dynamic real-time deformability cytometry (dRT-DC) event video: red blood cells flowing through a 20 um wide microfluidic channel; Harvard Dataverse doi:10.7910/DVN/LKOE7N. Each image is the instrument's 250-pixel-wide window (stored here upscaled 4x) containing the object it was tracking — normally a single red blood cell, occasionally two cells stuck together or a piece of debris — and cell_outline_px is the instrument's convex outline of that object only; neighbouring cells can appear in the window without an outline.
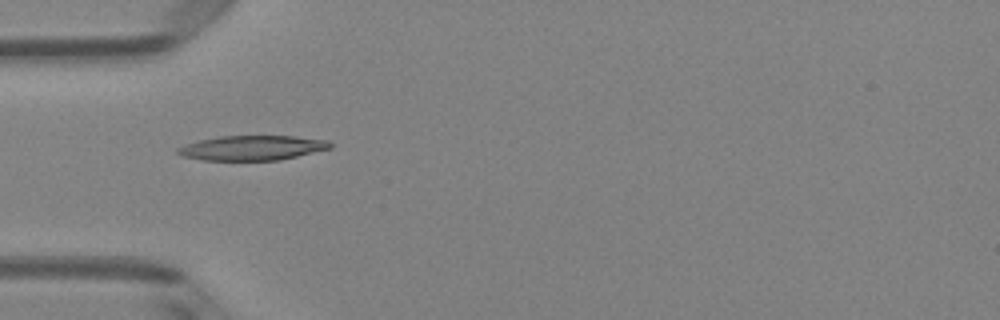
{"species": "Egyptian fruit bat (a non-hibernating species)", "species_latin": "Rousettus aegyptiacus", "temperature_condition": "room temperature", "stored_images_in_passage": 4, "camera_frame_rate_fps": 3000, "um_per_image_px": 0.085, "animal": {"sex": "female"}, "frame": {"image": 1, "passage_image": 1, "time_ms": 0.0, "image_size_px": [1000, 320], "cell_outline_px": [[332, 148], [296, 156], [276, 160], [204, 160], [184, 156], [176, 152], [176, 148], [184, 144], [200, 140], [220, 136], [292, 136], [328, 140], [332, 144]], "centroid_in_image_um": [21.42, 12.56], "position_along_channel_um": 63.6, "area_um2": 21.79}}
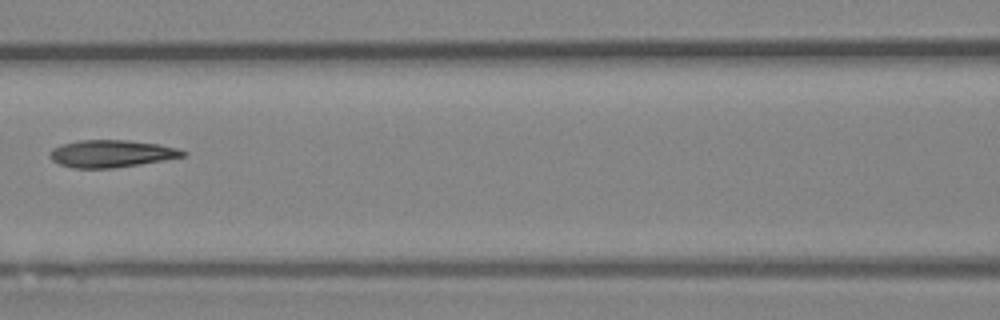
{"frame": {"image": 2, "passage_image": 3, "time_ms": 0.667, "image_size_px": [1000, 320], "cell_outline_px": [[188, 152], [184, 156], [140, 164], [112, 168], [72, 168], [60, 164], [52, 160], [48, 156], [52, 148], [64, 144], [80, 140], [128, 140], [160, 144], [176, 148]], "centroid_in_image_um": [9.45, 13.06], "position_along_channel_um": 157.1, "area_um2": 21.04}}
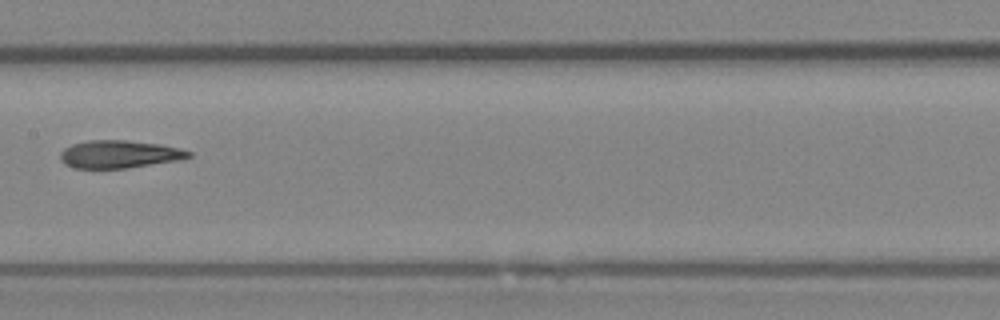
{"frame": {"image": 3, "passage_image": 4, "time_ms": 1.0, "image_size_px": [1000, 320], "cell_outline_px": [[192, 156], [176, 160], [128, 168], [76, 168], [64, 164], [60, 160], [60, 152], [64, 148], [72, 144], [88, 140], [124, 140], [160, 144], [192, 152]], "centroid_in_image_um": [10.08, 13.1], "position_along_channel_um": 197.3, "area_um2": 20.58}}